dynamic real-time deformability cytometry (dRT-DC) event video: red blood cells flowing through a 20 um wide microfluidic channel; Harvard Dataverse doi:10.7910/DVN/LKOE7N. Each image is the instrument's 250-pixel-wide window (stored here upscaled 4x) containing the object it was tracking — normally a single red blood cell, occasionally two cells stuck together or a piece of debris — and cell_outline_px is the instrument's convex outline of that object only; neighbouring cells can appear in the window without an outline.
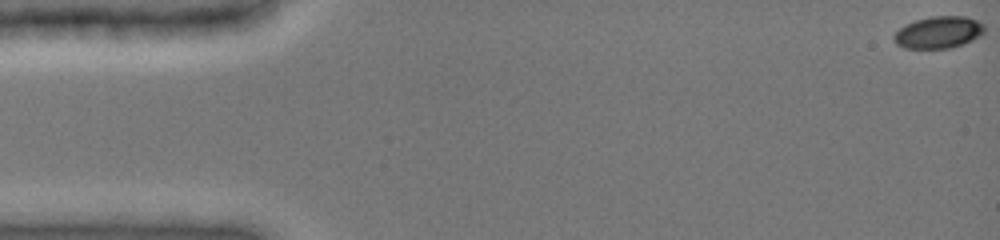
{"species": "common noctule bat (a hibernating species)", "species_latin": "Nyctalus noctula", "temperature_condition": "cold", "stored_images_in_passage": 43, "camera_frame_rate_fps": 3000, "um_per_image_px": 0.085, "animal": {"sex": "female", "body_mass_g": 19.0, "forearm_length_mm": 51.5}, "frame": {"image": 1, "passage_image": 1, "time_ms": 0.0, "image_size_px": [1000, 240], "cell_outline_px": [[984, 32], [980, 36], [964, 44], [952, 48], [904, 48], [896, 44], [892, 36], [904, 24], [916, 20], [932, 16], [964, 16], [976, 20], [984, 24]], "centroid_in_image_um": [79.77, 2.75], "position_along_channel_um": 5.2, "area_um2": 16.94}}
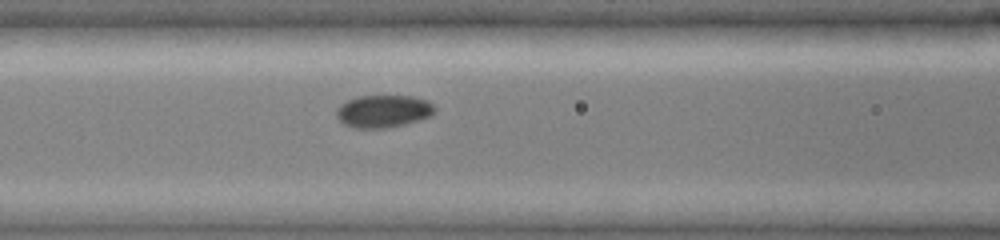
{"frame": {"image": 2, "passage_image": 22, "time_ms": 6.667, "image_size_px": [1000, 240], "cell_outline_px": [[436, 112], [432, 116], [404, 124], [384, 128], [352, 128], [344, 124], [336, 116], [336, 108], [340, 104], [348, 100], [360, 96], [412, 96], [428, 100], [436, 108]], "centroid_in_image_um": [32.59, 9.45], "position_along_channel_um": 134.0, "area_um2": 18.73}}
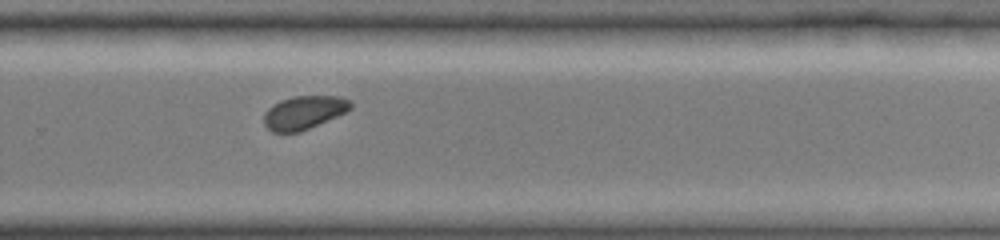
{"frame": {"image": 3, "passage_image": 42, "time_ms": 11.0, "image_size_px": [1000, 240], "cell_outline_px": [[352, 108], [336, 116], [300, 132], [272, 132], [264, 124], [264, 112], [272, 104], [280, 100], [296, 96], [340, 96], [352, 100]], "centroid_in_image_um": [25.82, 9.55], "position_along_channel_um": 304.0, "area_um2": 16.82}}